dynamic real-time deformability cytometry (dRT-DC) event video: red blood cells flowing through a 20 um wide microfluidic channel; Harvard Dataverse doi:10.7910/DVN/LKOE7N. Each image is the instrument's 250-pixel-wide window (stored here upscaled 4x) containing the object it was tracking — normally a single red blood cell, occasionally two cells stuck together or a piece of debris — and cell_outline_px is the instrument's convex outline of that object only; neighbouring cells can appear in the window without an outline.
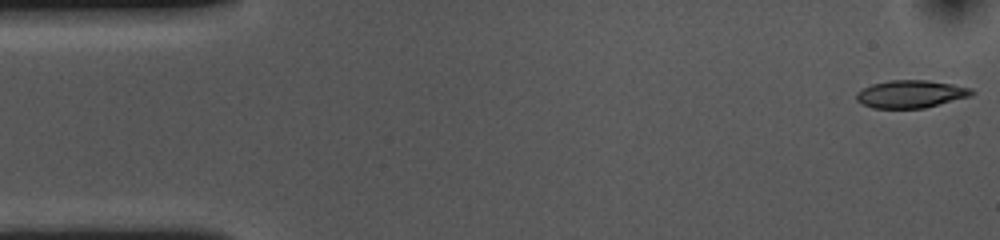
{"species": "common noctule bat (a hibernating species)", "species_latin": "Nyctalus noctula", "temperature_condition": "cold", "stored_images_in_passage": 54, "camera_frame_rate_fps": 3000, "um_per_image_px": 0.085, "animal": {"sex": "female", "body_mass_g": 10.0, "forearm_length_mm": 53.1}, "frame": {"image": 1, "passage_image": 1, "time_ms": 0.0, "image_size_px": [1000, 240], "cell_outline_px": [[976, 92], [972, 96], [924, 108], [872, 108], [856, 100], [856, 92], [872, 84], [888, 80], [928, 80], [952, 84], [972, 88]], "centroid_in_image_um": [77.45, 7.99], "position_along_channel_um": 7.6, "area_um2": 18.67}}
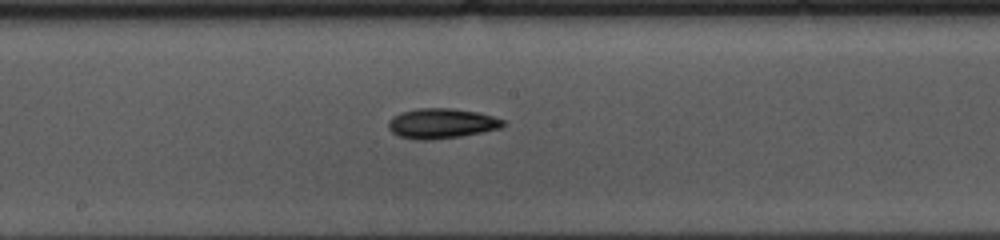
{"frame": {"image": 2, "passage_image": 27, "time_ms": 8.667, "image_size_px": [1000, 240], "cell_outline_px": [[504, 124], [500, 128], [460, 136], [428, 140], [416, 140], [400, 136], [392, 132], [388, 128], [388, 124], [392, 116], [400, 112], [416, 108], [452, 108], [480, 112], [504, 120]], "centroid_in_image_um": [37.5, 10.48], "position_along_channel_um": 210.7, "area_um2": 20.06}}
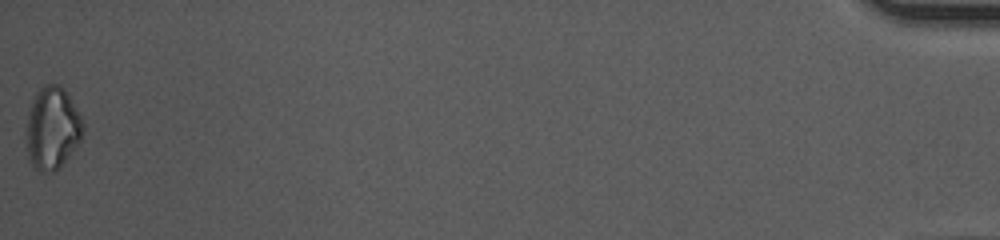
{"frame": {"image": 3, "passage_image": 54, "time_ms": 17.667, "image_size_px": [1000, 240], "cell_outline_px": [[84, 128], [80, 140], [60, 168], [52, 172], [40, 172], [28, 160], [24, 136], [28, 112], [32, 100], [36, 92], [44, 84], [60, 84], [68, 92], [84, 124]], "centroid_in_image_um": [4.41, 10.89], "position_along_channel_um": 430.8, "area_um2": 27.74}, "authors_computed_cell_mechanics": {"area_um2": 19.1896, "velocity_mm_per_s": 3.6138, "shape_relaxation_time_tau1_ms": 4.4789, "shape_relaxation_time_tau2_ms": null, "deformation_change_tau1": 0.1264, "deformation_change_tau2": null}}